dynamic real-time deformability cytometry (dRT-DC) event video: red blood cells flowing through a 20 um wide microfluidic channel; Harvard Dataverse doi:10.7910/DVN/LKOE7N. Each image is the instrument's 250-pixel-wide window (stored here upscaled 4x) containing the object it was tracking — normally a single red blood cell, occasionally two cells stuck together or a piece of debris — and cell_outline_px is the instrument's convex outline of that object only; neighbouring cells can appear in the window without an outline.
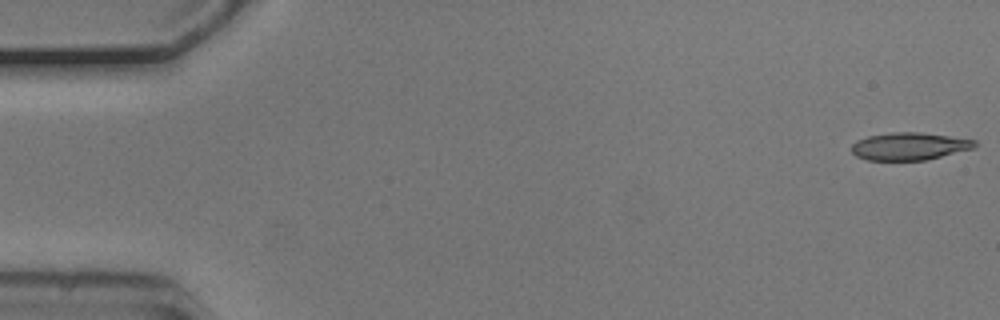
{"species": "common noctule bat (a hibernating species)", "species_latin": "Nyctalus noctula", "temperature_condition": "cold", "stored_images_in_passage": 54, "camera_frame_rate_fps": 3000, "um_per_image_px": 0.085, "animal": {"sex": "male", "body_mass_g": 20.5, "forearm_length_mm": 52.5}, "frame": {"image": 1, "passage_image": 1, "time_ms": 0.0, "image_size_px": [1000, 320], "cell_outline_px": [[976, 148], [924, 160], [868, 160], [856, 156], [852, 152], [852, 144], [856, 140], [868, 136], [892, 132], [920, 132], [976, 140]], "centroid_in_image_um": [77.29, 12.43], "position_along_channel_um": 7.7, "area_um2": 19.71}}
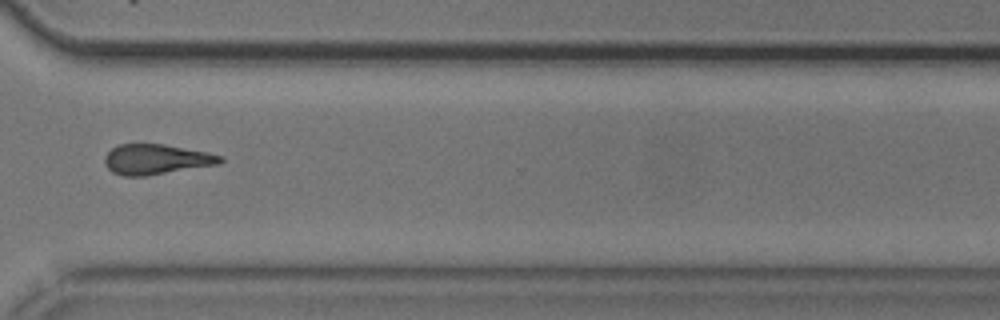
{"frame": {"image": 2, "passage_image": 40, "time_ms": 13.0, "image_size_px": [1000, 320], "cell_outline_px": [[224, 160], [220, 164], [148, 176], [124, 176], [112, 172], [104, 164], [104, 156], [112, 148], [120, 144], [164, 144], [208, 152], [224, 156]], "centroid_in_image_um": [13.3, 13.55], "position_along_channel_um": 357.3, "area_um2": 20.58}}
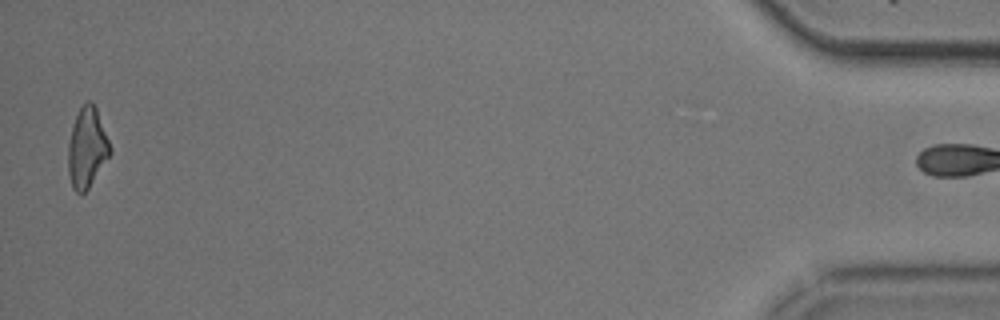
{"frame": {"image": 3, "passage_image": 53, "time_ms": 17.333, "image_size_px": [1000, 320], "cell_outline_px": [[112, 152], [88, 188], [80, 196], [72, 188], [68, 172], [68, 144], [72, 128], [76, 116], [80, 108], [88, 100], [92, 100], [96, 108], [112, 148]], "centroid_in_image_um": [7.4, 12.58], "position_along_channel_um": 427.8, "area_um2": 19.48}}